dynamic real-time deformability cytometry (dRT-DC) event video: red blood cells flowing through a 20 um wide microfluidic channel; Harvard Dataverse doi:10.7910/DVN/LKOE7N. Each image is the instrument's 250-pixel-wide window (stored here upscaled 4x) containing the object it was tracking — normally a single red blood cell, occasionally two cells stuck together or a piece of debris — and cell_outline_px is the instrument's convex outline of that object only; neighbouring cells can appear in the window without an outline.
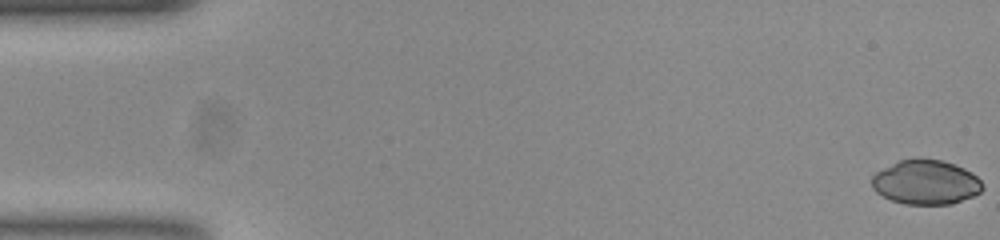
{"species": "common noctule bat (a hibernating species)", "species_latin": "Nyctalus noctula", "temperature_condition": "room temperature", "stored_images_in_passage": 55, "camera_frame_rate_fps": 3000, "um_per_image_px": 0.085, "animal": {"sex": "female", "body_mass_g": 23.0, "forearm_length_mm": 53.4}, "frame": {"image": 1, "passage_image": 1, "time_ms": 0.0, "image_size_px": [1000, 240], "cell_outline_px": [[984, 188], [980, 192], [972, 196], [952, 204], [904, 204], [892, 200], [876, 192], [872, 188], [872, 176], [876, 172], [900, 160], [944, 160], [964, 168], [972, 172], [980, 180]], "centroid_in_image_um": [78.71, 15.51], "position_along_channel_um": 6.3, "area_um2": 28.32}}
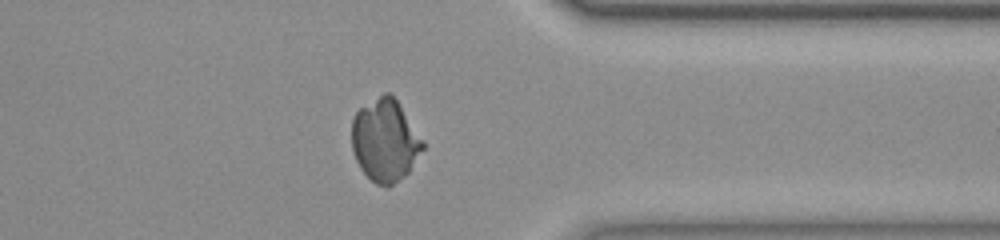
{"frame": {"image": 2, "passage_image": 43, "time_ms": 14.0, "image_size_px": [1000, 240], "cell_outline_px": [[424, 148], [408, 172], [404, 176], [392, 184], [376, 184], [360, 168], [356, 160], [352, 148], [352, 120], [356, 112], [360, 108], [384, 92], [388, 92], [396, 100], [424, 144]], "centroid_in_image_um": [32.69, 11.93], "position_along_channel_um": 378.7, "area_um2": 33.18}}